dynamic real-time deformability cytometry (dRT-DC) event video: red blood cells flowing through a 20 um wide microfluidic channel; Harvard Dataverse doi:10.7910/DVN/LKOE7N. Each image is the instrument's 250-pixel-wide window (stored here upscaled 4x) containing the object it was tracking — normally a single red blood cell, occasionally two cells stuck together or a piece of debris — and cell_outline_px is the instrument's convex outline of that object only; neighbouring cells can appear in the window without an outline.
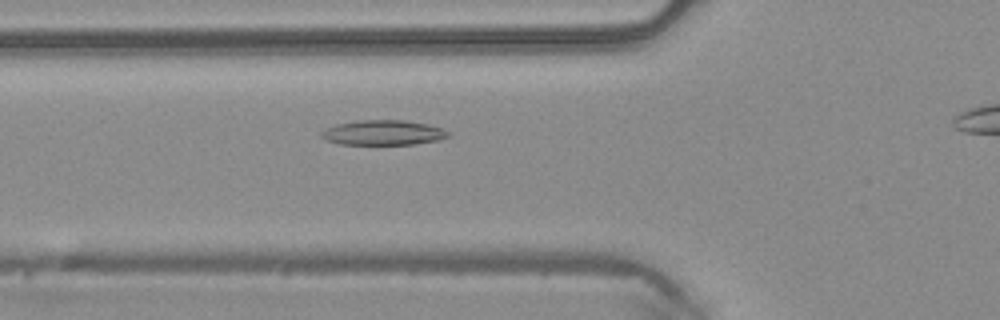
{"species": "common noctule bat (a hibernating species)", "species_latin": "Nyctalus noctula", "temperature_condition": "warm", "stored_images_in_passage": 28, "camera_frame_rate_fps": 3000, "um_per_image_px": 0.085, "animal": {"sex": "male", "body_mass_g": 20.4}, "frame": {"image": 1, "passage_image": 3, "time_ms": 0.667, "image_size_px": [1000, 320], "cell_outline_px": [[452, 136], [436, 140], [412, 144], [340, 144], [328, 140], [320, 136], [320, 132], [336, 124], [356, 120], [404, 120], [428, 124], [444, 128], [452, 132]], "centroid_in_image_um": [32.63, 11.26], "position_along_channel_um": 93.2, "area_um2": 18.5}}
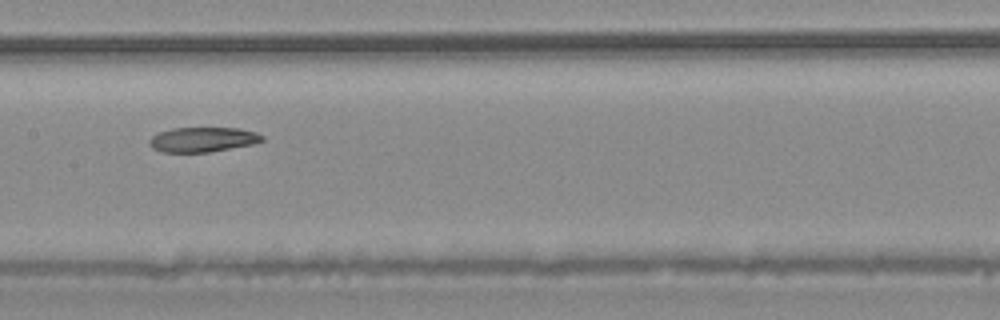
{"frame": {"image": 2, "passage_image": 10, "time_ms": 3.0, "image_size_px": [1000, 320], "cell_outline_px": [[264, 140], [252, 144], [208, 152], [160, 152], [152, 148], [148, 144], [148, 140], [152, 136], [160, 132], [172, 128], [240, 128], [256, 132], [264, 136]], "centroid_in_image_um": [17.21, 11.86], "position_along_channel_um": 190.2, "area_um2": 16.3}}
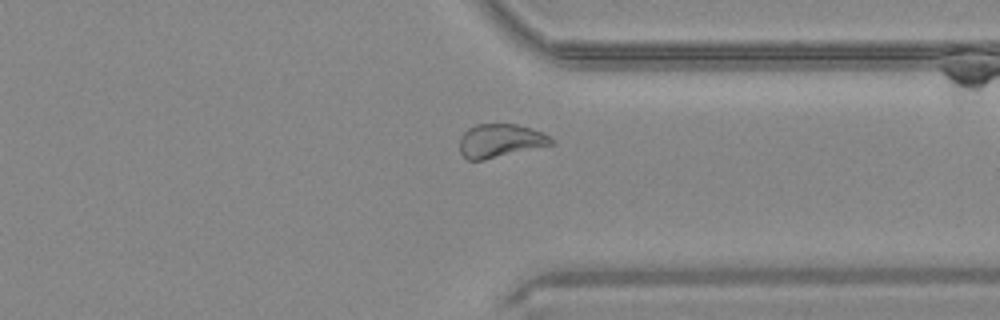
{"frame": {"image": 3, "passage_image": 23, "time_ms": 7.333, "image_size_px": [1000, 320], "cell_outline_px": [[556, 144], [484, 160], [468, 160], [460, 152], [460, 136], [468, 128], [476, 124], [516, 124], [532, 128], [556, 140]], "centroid_in_image_um": [42.54, 11.96], "position_along_channel_um": 368.9, "area_um2": 18.03}}